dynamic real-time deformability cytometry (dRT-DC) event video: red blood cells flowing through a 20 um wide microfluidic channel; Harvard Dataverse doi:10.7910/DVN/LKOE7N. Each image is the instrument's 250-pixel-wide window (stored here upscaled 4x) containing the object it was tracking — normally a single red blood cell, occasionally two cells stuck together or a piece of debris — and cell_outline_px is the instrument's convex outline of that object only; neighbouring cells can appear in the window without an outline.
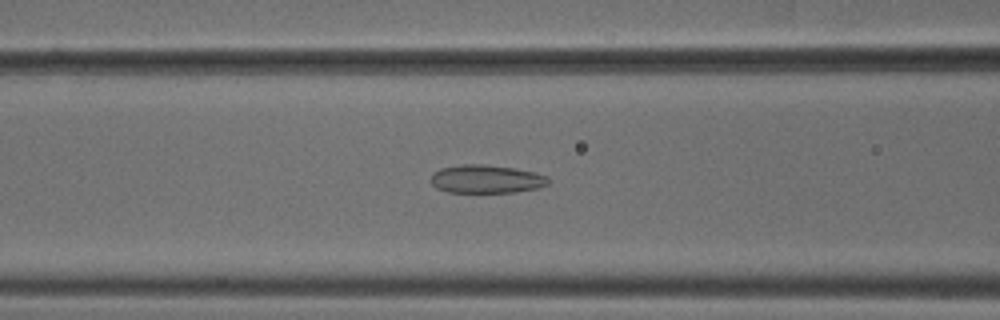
{"species": "common noctule bat (a hibernating species)", "species_latin": "Nyctalus noctula", "temperature_condition": "cold", "stored_images_in_passage": 48, "camera_frame_rate_fps": 3000, "um_per_image_px": 0.085, "animal": {"sex": "male", "body_mass_g": 18.8}, "frame": {"image": 1, "passage_image": 21, "time_ms": 6.667, "image_size_px": [1000, 320], "cell_outline_px": [[548, 184], [536, 188], [512, 192], [448, 192], [436, 188], [432, 184], [432, 172], [440, 168], [464, 164], [484, 164], [516, 168], [536, 172], [548, 176]], "centroid_in_image_um": [41.33, 15.2], "position_along_channel_um": 125.3, "area_um2": 19.36}}
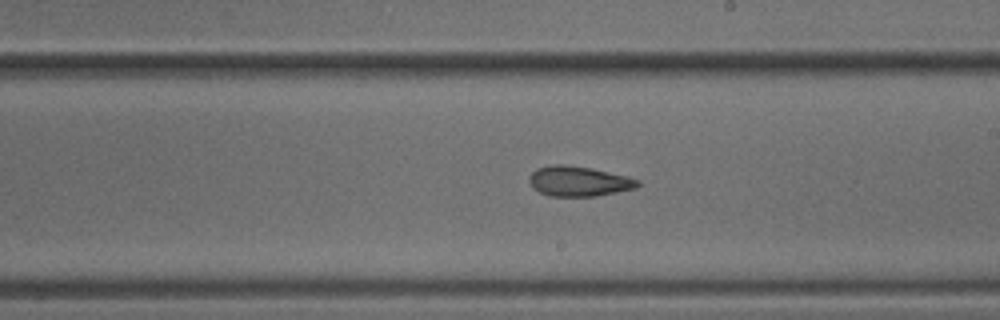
{"frame": {"image": 2, "passage_image": 30, "time_ms": 9.667, "image_size_px": [1000, 320], "cell_outline_px": [[640, 184], [636, 188], [596, 196], [548, 196], [540, 192], [528, 180], [532, 172], [536, 168], [552, 164], [564, 164], [588, 168], [628, 176], [640, 180]], "centroid_in_image_um": [49.2, 15.4], "position_along_channel_um": 239.8, "area_um2": 18.84}}
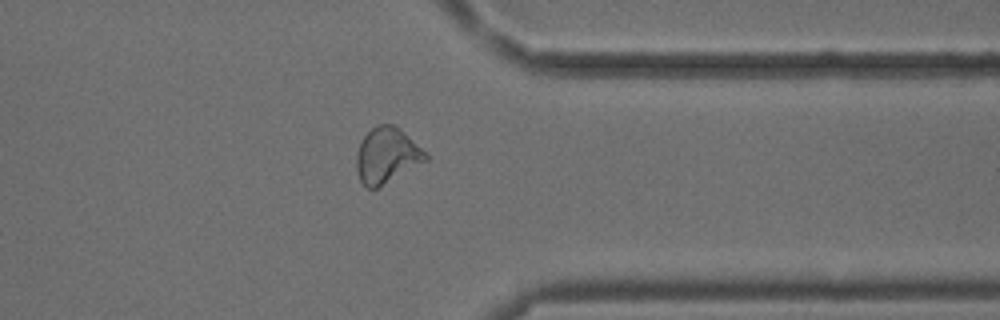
{"frame": {"image": 3, "passage_image": 41, "time_ms": 13.333, "image_size_px": [1000, 320], "cell_outline_px": [[428, 160], [376, 188], [368, 188], [360, 180], [356, 172], [356, 156], [360, 144], [364, 136], [372, 128], [380, 124], [392, 124], [400, 128], [428, 152]], "centroid_in_image_um": [32.9, 13.19], "position_along_channel_um": 378.5, "area_um2": 22.31}}